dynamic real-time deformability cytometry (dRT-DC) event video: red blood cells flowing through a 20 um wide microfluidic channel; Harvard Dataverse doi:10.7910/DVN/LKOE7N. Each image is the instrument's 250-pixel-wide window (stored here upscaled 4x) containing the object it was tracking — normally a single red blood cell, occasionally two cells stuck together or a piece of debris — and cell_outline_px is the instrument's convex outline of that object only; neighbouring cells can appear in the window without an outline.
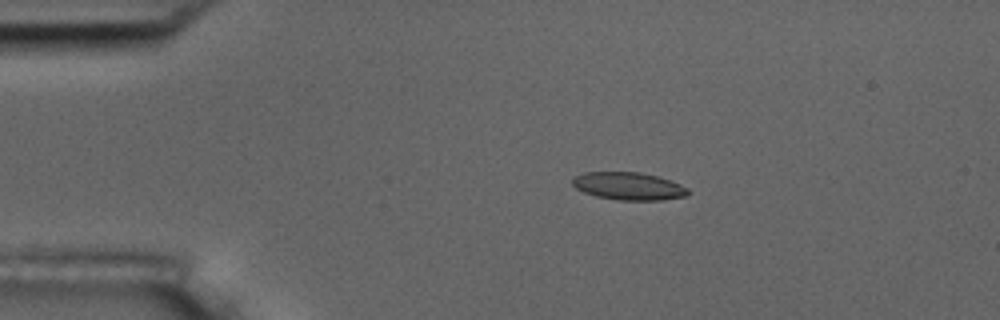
{"species": "common noctule bat (a hibernating species)", "species_latin": "Nyctalus noctula", "temperature_condition": "room temperature", "stored_images_in_passage": 7, "camera_frame_rate_fps": 3000, "um_per_image_px": 0.085, "animal": {"sex": "male", "body_mass_g": 17.5, "forearm_length_mm": 52.3}, "frame": {"image": 1, "passage_image": 1, "time_ms": 0.0, "image_size_px": [1000, 320], "cell_outline_px": [[688, 196], [664, 200], [620, 200], [596, 196], [584, 192], [576, 188], [572, 184], [572, 180], [576, 176], [584, 172], [640, 172], [656, 176], [680, 184], [688, 188]], "centroid_in_image_um": [53.44, 15.82], "position_along_channel_um": 31.6, "area_um2": 18.55}}
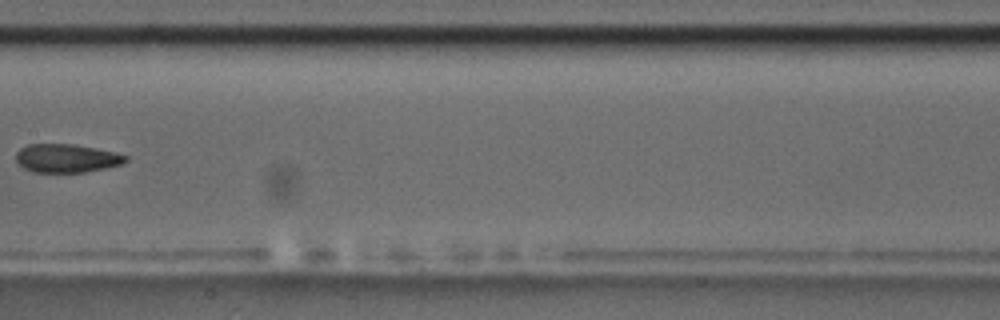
{"frame": {"image": 2, "passage_image": 6, "time_ms": 6.0, "image_size_px": [1000, 320], "cell_outline_px": [[128, 160], [120, 164], [104, 168], [84, 172], [32, 172], [24, 168], [16, 160], [16, 152], [20, 148], [28, 144], [72, 144], [96, 148], [128, 156]], "centroid_in_image_um": [5.62, 13.45], "position_along_channel_um": 201.8, "area_um2": 18.03}}
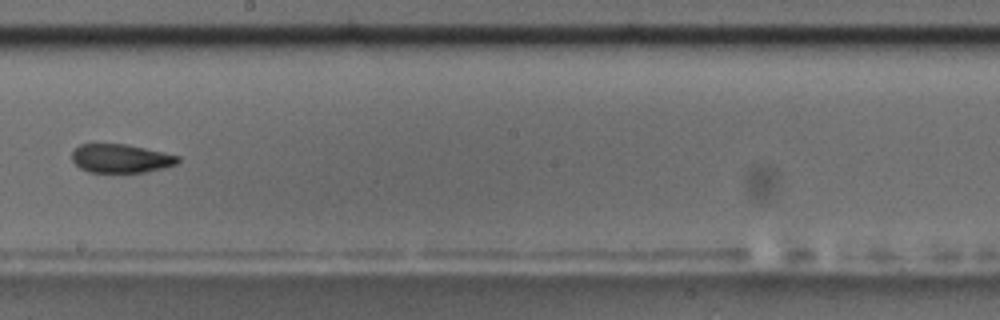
{"frame": {"image": 3, "passage_image": 7, "time_ms": 7.0, "image_size_px": [1000, 320], "cell_outline_px": [[180, 160], [176, 164], [164, 168], [144, 172], [88, 172], [80, 168], [72, 160], [72, 152], [80, 144], [124, 144], [144, 148], [180, 156]], "centroid_in_image_um": [10.27, 13.47], "position_along_channel_um": 237.9, "area_um2": 17.57}}